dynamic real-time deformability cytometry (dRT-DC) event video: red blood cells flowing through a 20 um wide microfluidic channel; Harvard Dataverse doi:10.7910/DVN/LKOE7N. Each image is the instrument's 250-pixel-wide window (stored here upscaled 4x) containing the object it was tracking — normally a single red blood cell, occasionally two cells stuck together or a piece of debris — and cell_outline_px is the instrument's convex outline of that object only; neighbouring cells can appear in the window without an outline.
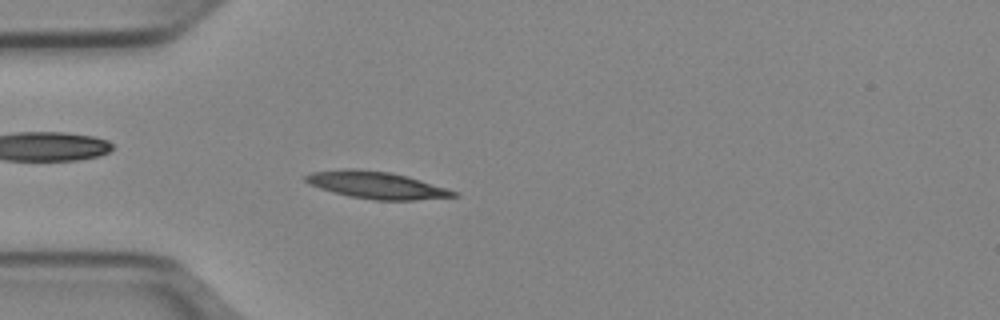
{"species": "Egyptian fruit bat (a non-hibernating species)", "species_latin": "Rousettus aegyptiacus", "temperature_condition": "cold", "stored_images_in_passage": 51, "camera_frame_rate_fps": 3000, "um_per_image_px": 0.085, "animal": {"sex": "female"}, "frame": {"image": 1, "passage_image": 14, "time_ms": 4.333, "image_size_px": [1000, 320], "cell_outline_px": [[460, 196], [416, 200], [376, 200], [348, 196], [332, 192], [308, 184], [304, 180], [304, 176], [312, 172], [344, 168], [356, 168], [392, 172], [408, 176], [448, 188], [460, 192]], "centroid_in_image_um": [32.03, 15.73], "position_along_channel_um": 53.0, "area_um2": 23.76}}
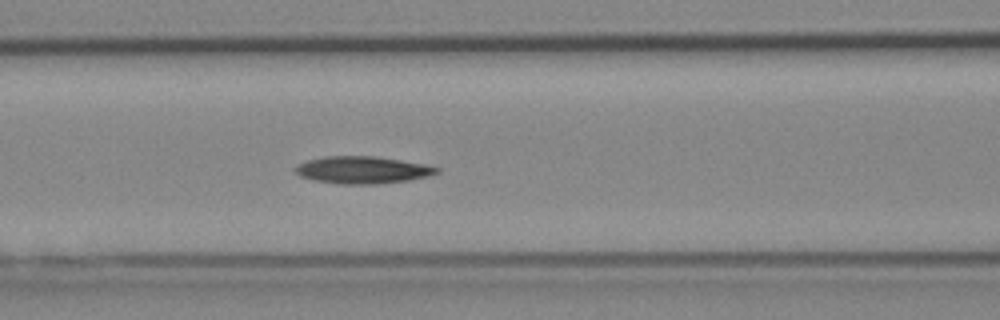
{"frame": {"image": 2, "passage_image": 21, "time_ms": 6.667, "image_size_px": [1000, 320], "cell_outline_px": [[440, 172], [428, 176], [408, 180], [376, 184], [340, 184], [312, 180], [300, 176], [292, 168], [296, 164], [308, 160], [324, 156], [372, 156], [400, 160], [424, 164], [440, 168]], "centroid_in_image_um": [30.77, 14.45], "position_along_channel_um": 135.8, "area_um2": 22.48}}
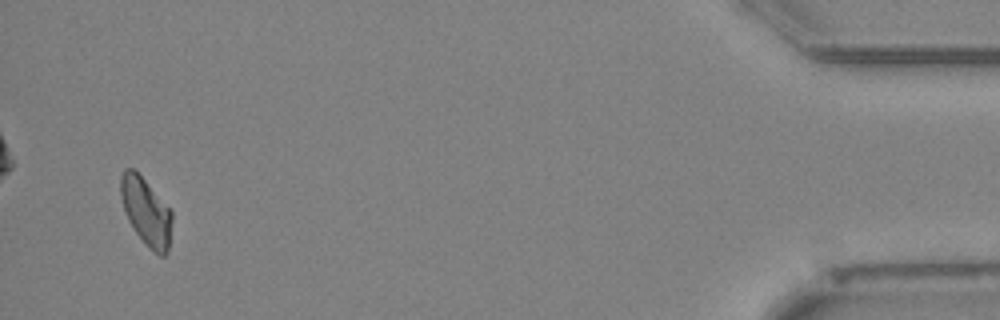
{"frame": {"image": 3, "passage_image": 49, "time_ms": 16.0, "image_size_px": [1000, 320], "cell_outline_px": [[172, 220], [168, 252], [164, 256], [160, 256], [148, 248], [136, 232], [128, 220], [120, 196], [120, 176], [124, 168], [132, 168], [144, 180], [172, 212]], "centroid_in_image_um": [12.41, 18.01], "position_along_channel_um": 422.8, "area_um2": 19.88}, "authors_computed_cell_mechanics": {"area_um2": 21.2704, "velocity_mm_per_s": 3.9421, "shape_relaxation_time_tau1_ms": 8.0629, "shape_relaxation_time_tau2_ms": null, "deformation_change_tau1": 0.1968, "deformation_change_tau2": null}}